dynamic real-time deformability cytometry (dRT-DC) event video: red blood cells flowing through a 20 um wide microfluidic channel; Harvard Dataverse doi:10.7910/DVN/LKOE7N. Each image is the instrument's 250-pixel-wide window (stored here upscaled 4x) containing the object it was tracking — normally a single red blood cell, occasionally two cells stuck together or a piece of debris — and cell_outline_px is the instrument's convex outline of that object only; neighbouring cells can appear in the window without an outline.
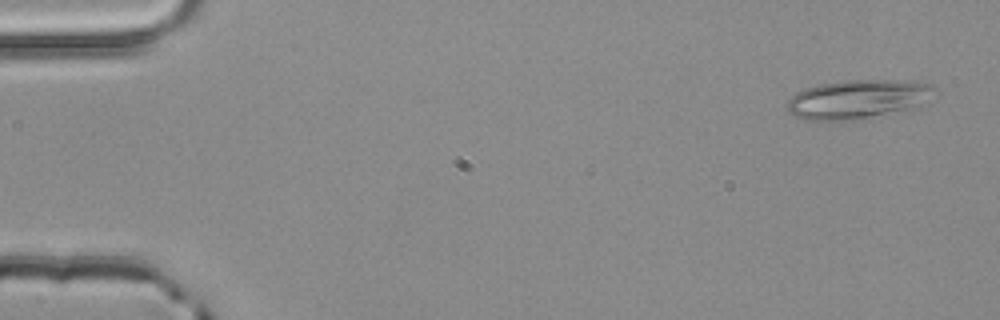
{"species": "common noctule bat (a hibernating species)", "species_latin": "Nyctalus noctula", "temperature_condition": "room temperature", "stored_images_in_passage": 3, "camera_frame_rate_fps": 3000, "um_per_image_px": 0.085, "animal": {"sex": "male", "body_mass_g": 20.4}, "frame": {"image": 1, "passage_image": 1, "time_ms": 0.0, "image_size_px": [1000, 320], "cell_outline_px": [[940, 92], [916, 108], [864, 120], [804, 120], [788, 112], [788, 100], [796, 92], [804, 88], [820, 84], [844, 80], [892, 80], [932, 84]], "centroid_in_image_um": [72.98, 8.45], "position_along_channel_um": 12.0, "area_um2": 34.16}}
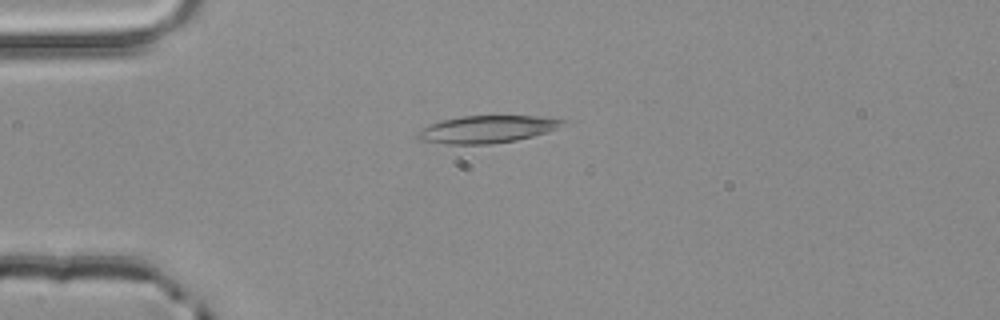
{"frame": {"image": 2, "passage_image": 3, "time_ms": 0.667, "image_size_px": [1000, 320], "cell_outline_px": [[568, 120], [556, 128], [548, 132], [516, 140], [492, 144], [448, 144], [416, 140], [416, 132], [420, 128], [444, 120], [460, 116], [540, 116]], "centroid_in_image_um": [41.36, 10.99], "position_along_channel_um": 43.6, "area_um2": 23.12}}